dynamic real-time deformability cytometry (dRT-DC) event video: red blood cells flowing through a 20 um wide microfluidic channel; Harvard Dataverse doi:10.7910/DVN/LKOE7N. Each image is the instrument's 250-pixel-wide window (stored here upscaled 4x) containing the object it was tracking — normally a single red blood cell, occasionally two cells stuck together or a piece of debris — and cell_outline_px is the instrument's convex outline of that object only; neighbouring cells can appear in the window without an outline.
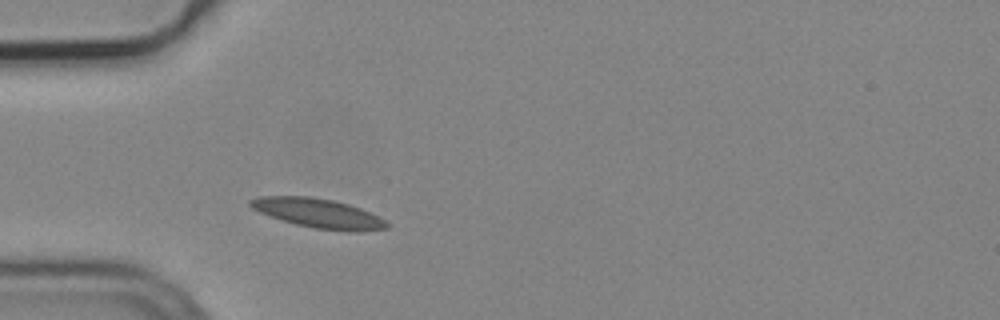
{"species": "common noctule bat (a hibernating species)", "species_latin": "Nyctalus noctula", "temperature_condition": "cold", "stored_images_in_passage": 2, "camera_frame_rate_fps": 3000, "um_per_image_px": 0.085, "animal": {"sex": "male", "body_mass_g": 19.2, "forearm_length_mm": 51.8}, "frame": {"image": 1, "passage_image": 2, "time_ms": 0.333, "image_size_px": [1000, 320], "cell_outline_px": [[388, 228], [356, 232], [348, 232], [316, 228], [296, 224], [260, 212], [252, 208], [248, 204], [248, 200], [260, 196], [312, 196], [332, 200], [348, 204], [360, 208], [384, 220], [388, 224]], "centroid_in_image_um": [27.04, 18.12], "position_along_channel_um": 58.0, "area_um2": 23.06}}